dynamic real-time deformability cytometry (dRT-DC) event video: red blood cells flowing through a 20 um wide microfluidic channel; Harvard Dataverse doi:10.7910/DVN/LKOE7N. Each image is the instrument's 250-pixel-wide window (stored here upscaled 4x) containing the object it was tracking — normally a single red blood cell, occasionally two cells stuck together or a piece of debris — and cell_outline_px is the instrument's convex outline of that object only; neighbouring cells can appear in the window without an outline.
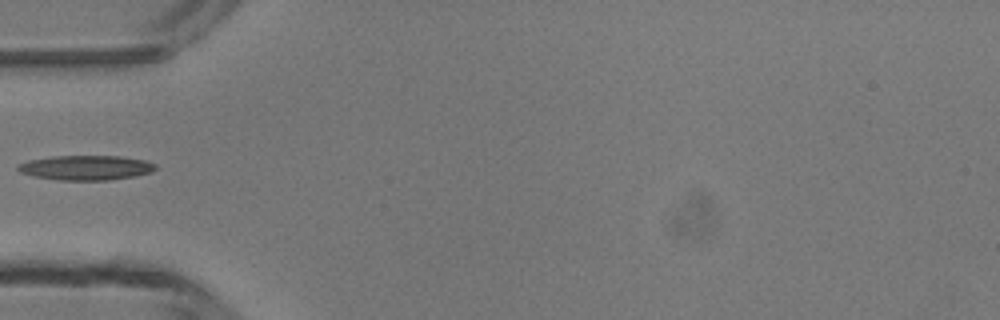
{"species": "common noctule bat (a hibernating species)", "species_latin": "Nyctalus noctula", "temperature_condition": "room temperature", "stored_images_in_passage": 2, "camera_frame_rate_fps": 3000, "um_per_image_px": 0.085, "animal": {"sex": "male", "body_mass_g": 13.3}, "frame": {"image": 1, "passage_image": 2, "time_ms": 1.333, "image_size_px": [1000, 320], "cell_outline_px": [[156, 168], [152, 172], [136, 176], [108, 180], [60, 180], [32, 176], [20, 172], [16, 168], [20, 164], [28, 160], [52, 156], [120, 156], [144, 160], [156, 164]], "centroid_in_image_um": [7.31, 14.25], "position_along_channel_um": 77.7, "area_um2": 19.83}}